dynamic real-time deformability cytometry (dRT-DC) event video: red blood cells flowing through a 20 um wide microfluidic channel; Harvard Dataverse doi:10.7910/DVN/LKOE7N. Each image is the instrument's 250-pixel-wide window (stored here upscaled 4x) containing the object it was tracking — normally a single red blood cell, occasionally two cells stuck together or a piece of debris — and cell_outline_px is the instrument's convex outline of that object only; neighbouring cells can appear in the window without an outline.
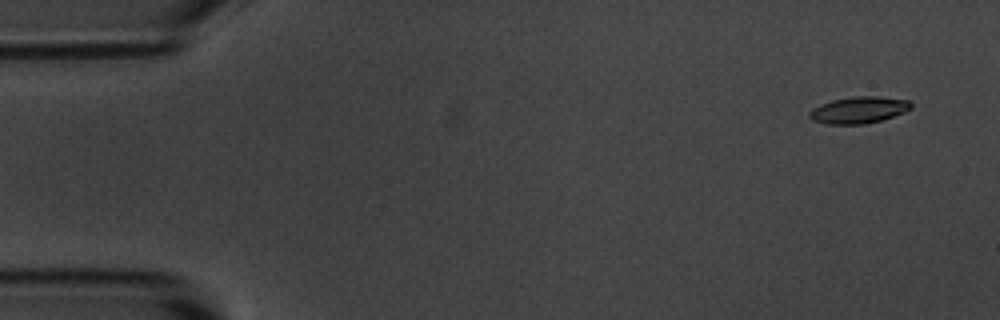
{"species": "common noctule bat (a hibernating species)", "species_latin": "Nyctalus noctula", "temperature_condition": "room temperature", "stored_images_in_passage": 4, "camera_frame_rate_fps": 3000, "um_per_image_px": 0.085, "animal": {"sex": "male", "body_mass_g": 20.1, "forearm_length_mm": 53.5}, "frame": {"image": 1, "passage_image": 1, "time_ms": 0.0, "image_size_px": [1000, 320], "cell_outline_px": [[912, 108], [904, 112], [880, 120], [864, 124], [828, 124], [812, 120], [808, 116], [808, 112], [812, 108], [820, 104], [832, 100], [852, 96], [880, 96], [908, 100], [912, 104]], "centroid_in_image_um": [72.96, 9.34], "position_along_channel_um": 12.0, "area_um2": 15.84}}